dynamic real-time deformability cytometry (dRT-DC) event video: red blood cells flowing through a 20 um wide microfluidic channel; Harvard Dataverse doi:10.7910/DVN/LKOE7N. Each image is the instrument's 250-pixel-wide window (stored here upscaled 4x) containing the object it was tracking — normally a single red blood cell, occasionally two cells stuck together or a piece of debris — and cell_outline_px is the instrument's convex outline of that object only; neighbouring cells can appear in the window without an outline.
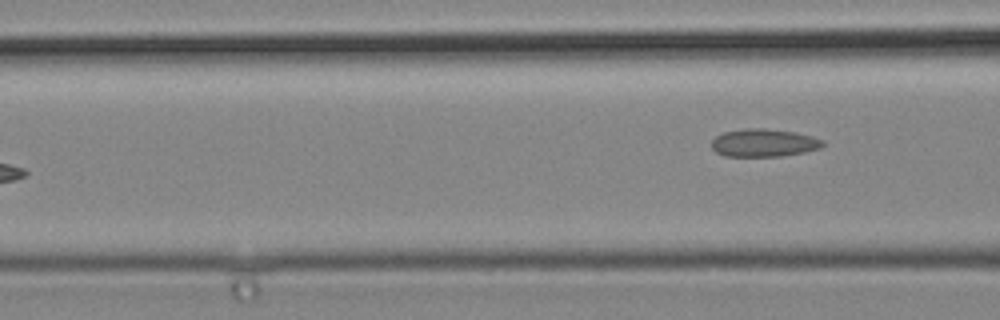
{"species": "common noctule bat (a hibernating species)", "species_latin": "Nyctalus noctula", "temperature_condition": "cold", "stored_images_in_passage": 5, "camera_frame_rate_fps": 3000, "um_per_image_px": 0.085, "animal": {"sex": "male", "body_mass_g": 19.2, "forearm_length_mm": 51.8}, "frame": {"image": 1, "passage_image": 5, "time_ms": 1.333, "image_size_px": [1000, 320], "cell_outline_px": [[824, 144], [820, 148], [804, 152], [780, 156], [724, 156], [716, 152], [712, 148], [712, 140], [716, 136], [724, 132], [744, 128], [764, 128], [796, 132], [812, 136], [824, 140]], "centroid_in_image_um": [64.93, 12.13], "position_along_channel_um": 101.7, "area_um2": 18.09}}